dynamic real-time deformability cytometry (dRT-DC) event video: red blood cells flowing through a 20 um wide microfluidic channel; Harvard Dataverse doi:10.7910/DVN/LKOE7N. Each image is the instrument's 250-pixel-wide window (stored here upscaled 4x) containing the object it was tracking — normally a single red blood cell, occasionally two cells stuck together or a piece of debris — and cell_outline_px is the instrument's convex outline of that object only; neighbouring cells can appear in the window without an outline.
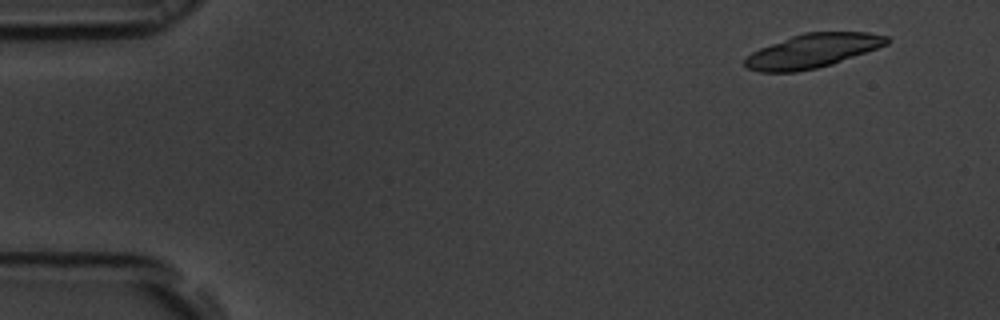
{"species": "common noctule bat (a hibernating species)", "species_latin": "Nyctalus noctula", "temperature_condition": "room temperature", "stored_images_in_passage": 20, "camera_frame_rate_fps": 3000, "um_per_image_px": 0.085, "animal": {"sex": "male", "body_mass_g": 19.5, "forearm_length_mm": 54.6}, "frame": {"image": 1, "passage_image": 5, "time_ms": 1.333, "image_size_px": [1000, 320], "cell_outline_px": [[888, 44], [832, 64], [816, 68], [796, 72], [760, 72], [748, 68], [744, 64], [744, 60], [752, 52], [760, 48], [792, 36], [804, 32], [868, 32], [888, 36]], "centroid_in_image_um": [69.06, 4.32], "position_along_channel_um": 15.9, "area_um2": 27.8}}